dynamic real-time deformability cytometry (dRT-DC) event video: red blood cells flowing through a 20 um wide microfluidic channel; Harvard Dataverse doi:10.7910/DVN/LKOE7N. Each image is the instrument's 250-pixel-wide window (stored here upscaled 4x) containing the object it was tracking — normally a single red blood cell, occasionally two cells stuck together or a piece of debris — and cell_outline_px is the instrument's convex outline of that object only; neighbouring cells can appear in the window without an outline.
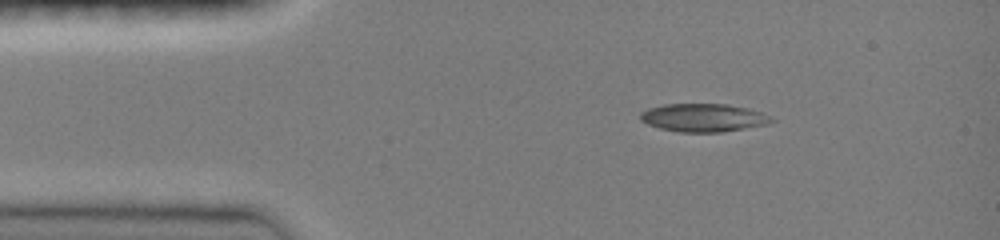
{"species": "common noctule bat (a hibernating species)", "species_latin": "Nyctalus noctula", "temperature_condition": "room temperature", "stored_images_in_passage": 5, "camera_frame_rate_fps": 3000, "um_per_image_px": 0.085, "animal": {"sex": "female", "body_mass_g": 19.0, "forearm_length_mm": 51.5}, "frame": {"image": 1, "passage_image": 1, "time_ms": 0.0, "image_size_px": [1000, 240], "cell_outline_px": [[776, 120], [768, 124], [720, 132], [676, 132], [660, 128], [648, 124], [640, 120], [640, 112], [648, 108], [664, 104], [728, 104], [748, 108], [772, 116]], "centroid_in_image_um": [59.79, 10.0], "position_along_channel_um": 25.2, "area_um2": 21.56}}
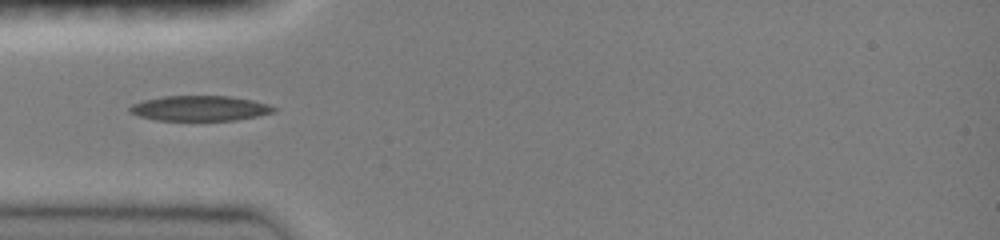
{"frame": {"image": 2, "passage_image": 4, "time_ms": 2.333, "image_size_px": [1000, 240], "cell_outline_px": [[276, 112], [236, 120], [156, 120], [140, 116], [128, 112], [128, 108], [132, 104], [144, 100], [164, 96], [232, 96], [252, 100], [268, 104], [276, 108]], "centroid_in_image_um": [16.98, 9.2], "position_along_channel_um": 68.0, "area_um2": 21.1}}